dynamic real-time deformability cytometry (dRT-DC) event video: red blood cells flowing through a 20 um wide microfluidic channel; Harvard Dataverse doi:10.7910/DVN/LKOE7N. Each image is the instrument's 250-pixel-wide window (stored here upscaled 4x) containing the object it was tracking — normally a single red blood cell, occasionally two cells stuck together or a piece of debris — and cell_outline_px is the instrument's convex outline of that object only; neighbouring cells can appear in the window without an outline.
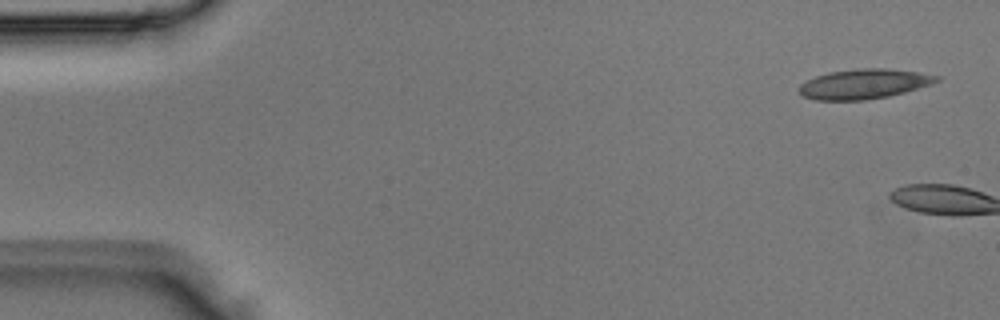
{"species": "Egyptian fruit bat (a non-hibernating species)", "species_latin": "Rousettus aegyptiacus", "temperature_condition": "room temperature", "stored_images_in_passage": 5, "camera_frame_rate_fps": 3000, "um_per_image_px": 0.085, "animal": {"sex": "male"}, "frame": {"image": 1, "passage_image": 1, "time_ms": 0.0, "image_size_px": [1000, 320], "cell_outline_px": [[940, 80], [904, 92], [888, 96], [864, 100], [816, 100], [804, 96], [796, 88], [800, 84], [816, 76], [828, 72], [856, 68], [888, 68], [916, 72], [940, 76]], "centroid_in_image_um": [73.39, 7.13], "position_along_channel_um": 11.6, "area_um2": 23.7}}
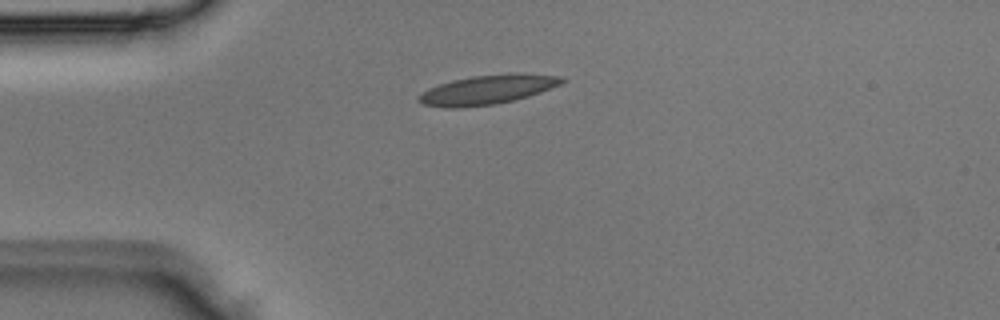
{"frame": {"image": 2, "passage_image": 5, "time_ms": 1.333, "image_size_px": [1000, 320], "cell_outline_px": [[568, 80], [560, 84], [540, 92], [516, 100], [496, 104], [460, 108], [448, 108], [424, 104], [416, 100], [428, 88], [452, 80], [472, 76], [508, 72], [524, 72], [560, 76]], "centroid_in_image_um": [41.49, 7.6], "position_along_channel_um": 43.5, "area_um2": 24.74}}